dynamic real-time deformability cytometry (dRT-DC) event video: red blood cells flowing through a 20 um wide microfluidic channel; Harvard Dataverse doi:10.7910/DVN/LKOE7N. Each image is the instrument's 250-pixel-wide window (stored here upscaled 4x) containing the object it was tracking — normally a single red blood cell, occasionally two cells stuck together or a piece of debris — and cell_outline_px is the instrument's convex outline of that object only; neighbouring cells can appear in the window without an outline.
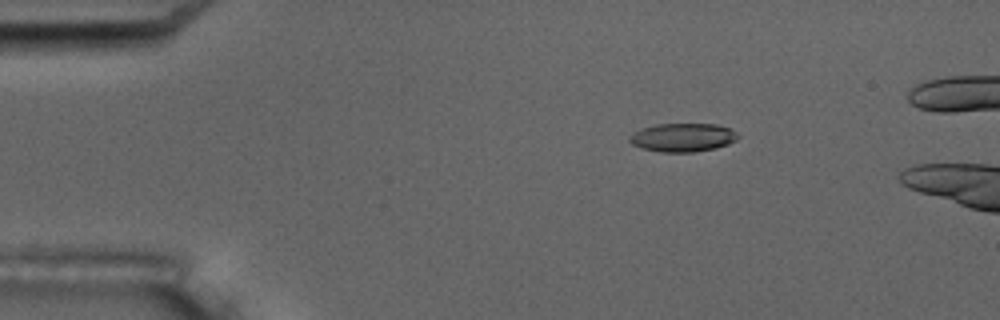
{"species": "common noctule bat (a hibernating species)", "species_latin": "Nyctalus noctula", "temperature_condition": "room temperature", "stored_images_in_passage": 5, "camera_frame_rate_fps": 3000, "um_per_image_px": 0.085, "animal": {"sex": "male", "body_mass_g": 17.5, "forearm_length_mm": 52.3}, "frame": {"image": 1, "passage_image": 3, "time_ms": 2.333, "image_size_px": [1000, 320], "cell_outline_px": [[740, 136], [736, 140], [728, 144], [716, 148], [692, 152], [660, 152], [644, 148], [632, 144], [628, 140], [636, 132], [644, 128], [656, 124], [716, 124], [728, 128], [736, 132]], "centroid_in_image_um": [58.08, 11.69], "position_along_channel_um": 26.9, "area_um2": 17.74}}